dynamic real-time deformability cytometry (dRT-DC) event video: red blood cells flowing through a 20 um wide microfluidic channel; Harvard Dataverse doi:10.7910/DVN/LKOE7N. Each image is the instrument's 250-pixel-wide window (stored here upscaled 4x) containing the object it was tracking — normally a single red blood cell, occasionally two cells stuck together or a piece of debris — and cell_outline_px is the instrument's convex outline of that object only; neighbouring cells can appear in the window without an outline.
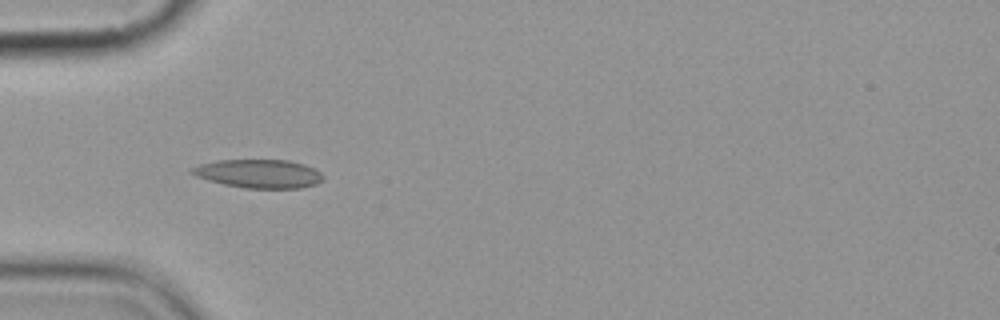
{"species": "common noctule bat (a hibernating species)", "species_latin": "Nyctalus noctula", "temperature_condition": "cold", "stored_images_in_passage": 4, "camera_frame_rate_fps": 3000, "um_per_image_px": 0.085, "animal": {"sex": "female", "body_mass_g": 19.9}, "frame": {"image": 1, "passage_image": 4, "time_ms": 3.667, "image_size_px": [1000, 320], "cell_outline_px": [[324, 180], [316, 184], [300, 188], [244, 188], [224, 184], [208, 180], [196, 176], [188, 172], [188, 168], [200, 164], [216, 160], [288, 160], [304, 164], [320, 172], [324, 176]], "centroid_in_image_um": [21.97, 14.76], "position_along_channel_um": 63.0, "area_um2": 21.96}}